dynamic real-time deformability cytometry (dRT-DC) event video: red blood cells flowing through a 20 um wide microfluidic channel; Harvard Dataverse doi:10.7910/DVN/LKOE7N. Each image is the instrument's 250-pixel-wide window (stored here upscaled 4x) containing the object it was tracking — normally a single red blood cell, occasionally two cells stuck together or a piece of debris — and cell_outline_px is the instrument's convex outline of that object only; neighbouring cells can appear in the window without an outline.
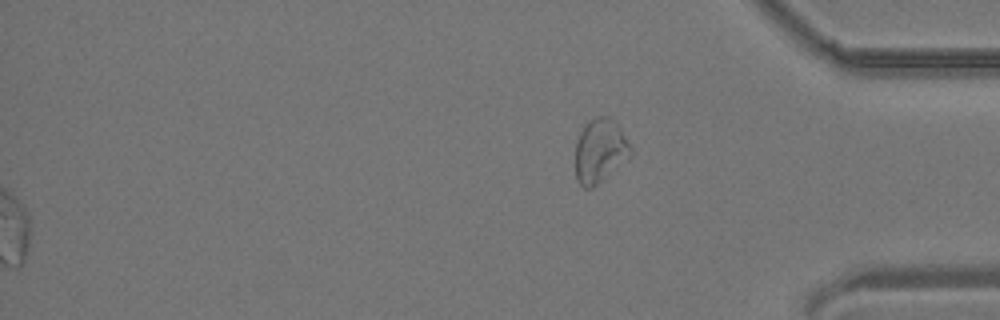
{"species": "common noctule bat (a hibernating species)", "species_latin": "Nyctalus noctula", "temperature_condition": "room temperature", "stored_images_in_passage": 39, "segment_of_instrument_passage": [2, 2], "camera_frame_rate_fps": 3000, "um_per_image_px": 0.085, "animal": {"sex": "male", "body_mass_g": 19.2, "forearm_length_mm": 51.8}, "frame": {"image": 1, "passage_image": 39, "time_ms": 12.667, "image_size_px": [1000, 320], "cell_outline_px": [[632, 152], [628, 156], [592, 188], [584, 188], [576, 180], [576, 140], [584, 124], [588, 120], [596, 116], [608, 116], [616, 124], [632, 148]], "centroid_in_image_um": [50.94, 12.79], "position_along_channel_um": 384.3, "area_um2": 20.0}}